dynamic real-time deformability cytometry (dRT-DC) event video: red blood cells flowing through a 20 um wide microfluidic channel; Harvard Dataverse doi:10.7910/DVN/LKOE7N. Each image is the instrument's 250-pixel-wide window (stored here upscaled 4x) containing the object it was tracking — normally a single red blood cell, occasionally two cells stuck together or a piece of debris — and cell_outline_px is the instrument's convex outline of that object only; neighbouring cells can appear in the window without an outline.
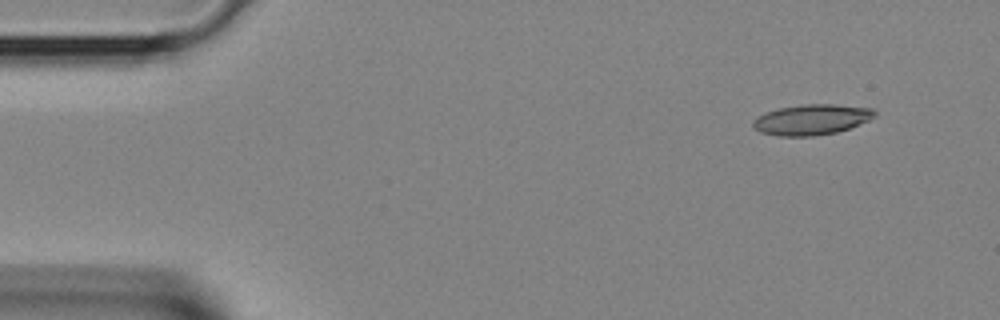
{"species": "Egyptian fruit bat (a non-hibernating species)", "species_latin": "Rousettus aegyptiacus", "temperature_condition": "room temperature", "stored_images_in_passage": 35, "camera_frame_rate_fps": 3000, "um_per_image_px": 0.085, "animal": {"sex": "female"}, "frame": {"image": 1, "passage_image": 1, "time_ms": 0.0, "image_size_px": [1000, 320], "cell_outline_px": [[876, 116], [868, 120], [848, 128], [836, 132], [812, 136], [776, 136], [760, 132], [752, 128], [752, 120], [764, 112], [780, 108], [804, 104], [836, 104], [872, 108], [876, 112]], "centroid_in_image_um": [68.94, 10.16], "position_along_channel_um": 16.1, "area_um2": 21.68}}
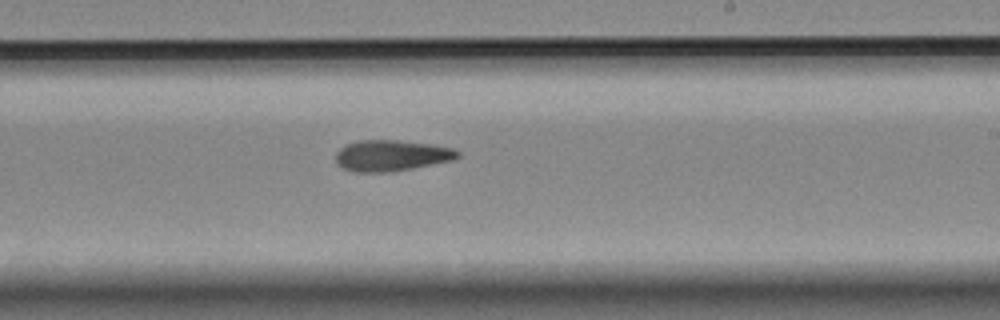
{"frame": {"image": 2, "passage_image": 20, "time_ms": 6.333, "image_size_px": [1000, 320], "cell_outline_px": [[460, 156], [456, 160], [392, 172], [356, 172], [344, 168], [336, 164], [336, 152], [340, 148], [348, 144], [360, 140], [396, 140], [432, 144], [452, 148], [460, 152]], "centroid_in_image_um": [33.3, 13.23], "position_along_channel_um": 255.7, "area_um2": 22.2}}
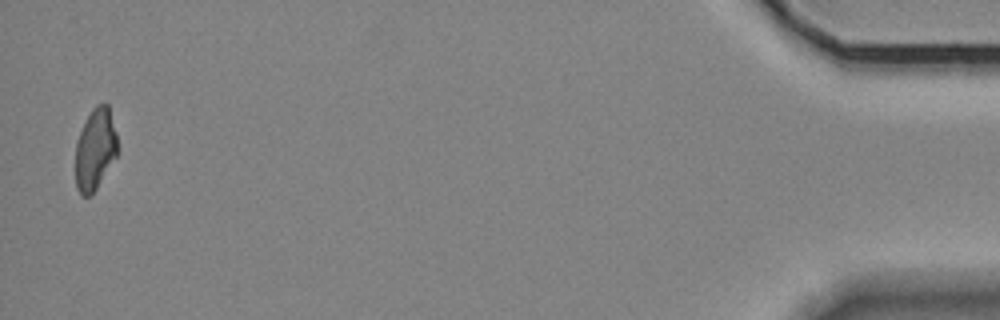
{"frame": {"image": 3, "passage_image": 35, "time_ms": 11.333, "image_size_px": [1000, 320], "cell_outline_px": [[116, 156], [96, 188], [88, 196], [80, 196], [76, 188], [76, 140], [92, 108], [96, 104], [108, 104], [116, 132]], "centroid_in_image_um": [8.07, 12.68], "position_along_channel_um": 427.1, "area_um2": 19.59}}